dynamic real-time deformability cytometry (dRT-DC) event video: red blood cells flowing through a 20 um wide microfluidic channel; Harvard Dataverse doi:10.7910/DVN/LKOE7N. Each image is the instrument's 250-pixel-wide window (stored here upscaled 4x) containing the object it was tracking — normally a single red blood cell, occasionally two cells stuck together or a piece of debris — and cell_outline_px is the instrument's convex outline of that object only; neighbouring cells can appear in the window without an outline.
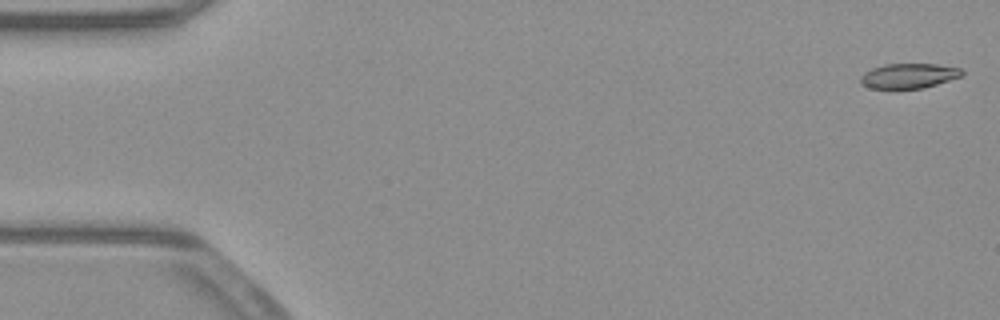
{"species": "common noctule bat (a hibernating species)", "species_latin": "Nyctalus noctula", "temperature_condition": "warm", "stored_images_in_passage": 53, "camera_frame_rate_fps": 3000, "um_per_image_px": 0.085, "animal": {"sex": "male", "body_mass_g": 23.1, "forearm_length_mm": 52.7}, "frame": {"image": 1, "passage_image": 1, "time_ms": 0.0, "image_size_px": [1000, 320], "cell_outline_px": [[964, 76], [924, 88], [868, 88], [860, 84], [860, 76], [864, 72], [872, 68], [884, 64], [936, 64], [960, 68], [964, 72]], "centroid_in_image_um": [77.25, 6.44], "position_along_channel_um": 7.8, "area_um2": 14.85}}
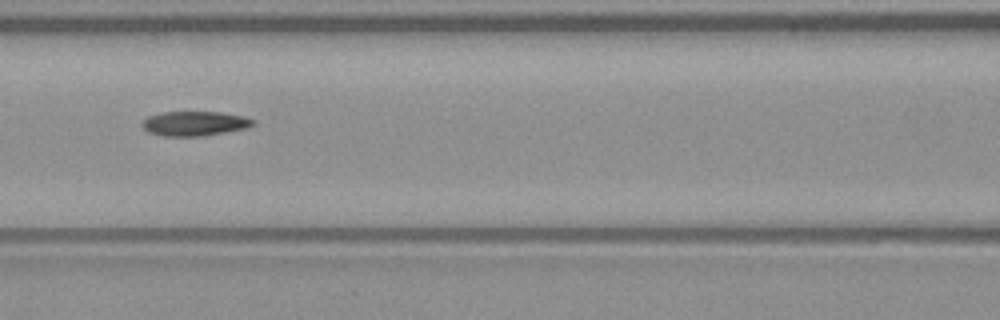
{"frame": {"image": 2, "passage_image": 23, "time_ms": 7.333, "image_size_px": [1000, 320], "cell_outline_px": [[256, 124], [248, 128], [204, 136], [164, 136], [148, 132], [140, 124], [148, 116], [164, 112], [220, 112], [244, 116], [256, 120]], "centroid_in_image_um": [16.59, 10.5], "position_along_channel_um": 150.0, "area_um2": 16.01}}
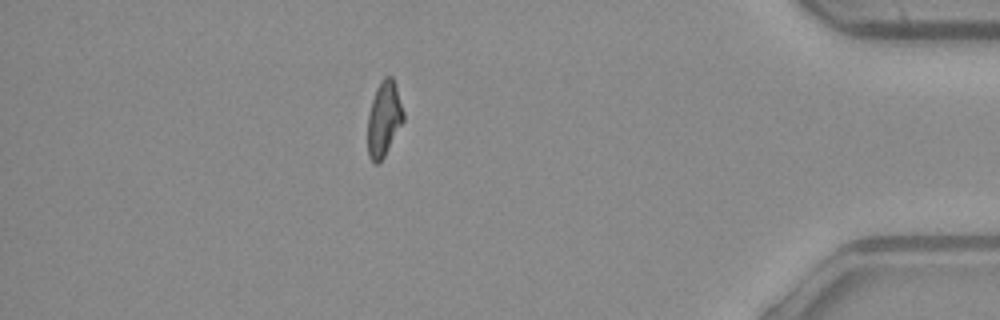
{"frame": {"image": 3, "passage_image": 46, "time_ms": 15.0, "image_size_px": [1000, 320], "cell_outline_px": [[404, 120], [384, 156], [376, 164], [372, 164], [368, 156], [368, 112], [376, 88], [380, 80], [384, 76], [392, 76], [396, 84], [404, 112]], "centroid_in_image_um": [32.63, 10.07], "position_along_channel_um": 402.6, "area_um2": 15.72}, "authors_computed_cell_mechanics": {"area_um2": 16.0684, "velocity_mm_per_s": 3.9164, "shape_relaxation_time_tau1_ms": 6.8896, "shape_relaxation_time_tau2_ms": 7.677, "deformation_change_tau1": 0.2187, "deformation_change_tau2": 0.154}}